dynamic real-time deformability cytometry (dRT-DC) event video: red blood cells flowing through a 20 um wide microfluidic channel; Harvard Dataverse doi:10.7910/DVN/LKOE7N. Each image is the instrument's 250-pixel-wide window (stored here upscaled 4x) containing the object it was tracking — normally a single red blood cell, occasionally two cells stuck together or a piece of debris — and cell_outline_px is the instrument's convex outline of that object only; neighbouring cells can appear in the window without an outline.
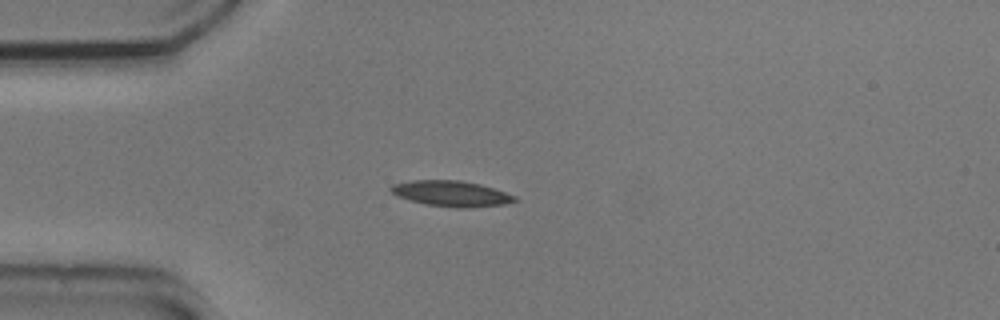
{"species": "common noctule bat (a hibernating species)", "species_latin": "Nyctalus noctula", "temperature_condition": "cold", "stored_images_in_passage": 41, "camera_frame_rate_fps": 3000, "um_per_image_px": 0.085, "animal": {"sex": "male", "body_mass_g": 20.5, "forearm_length_mm": 52.5}, "frame": {"image": 1, "passage_image": 1, "time_ms": 0.0, "image_size_px": [1000, 320], "cell_outline_px": [[516, 200], [504, 204], [468, 208], [456, 208], [424, 204], [396, 196], [388, 188], [392, 184], [412, 180], [460, 180], [480, 184], [516, 196]], "centroid_in_image_um": [38.31, 16.45], "position_along_channel_um": 46.7, "area_um2": 18.5}}
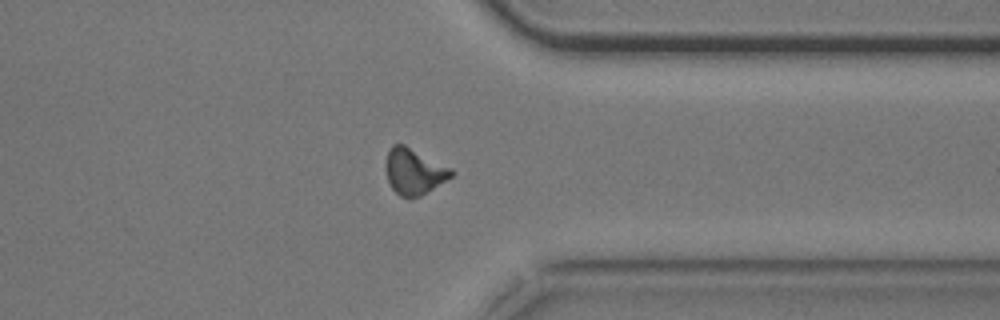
{"frame": {"image": 2, "passage_image": 29, "time_ms": 9.333, "image_size_px": [1000, 320], "cell_outline_px": [[456, 172], [452, 176], [420, 196], [408, 200], [400, 196], [392, 188], [388, 180], [384, 164], [388, 148], [392, 144], [404, 144], [452, 168]], "centroid_in_image_um": [35.16, 14.57], "position_along_channel_um": 376.2, "area_um2": 17.8}}
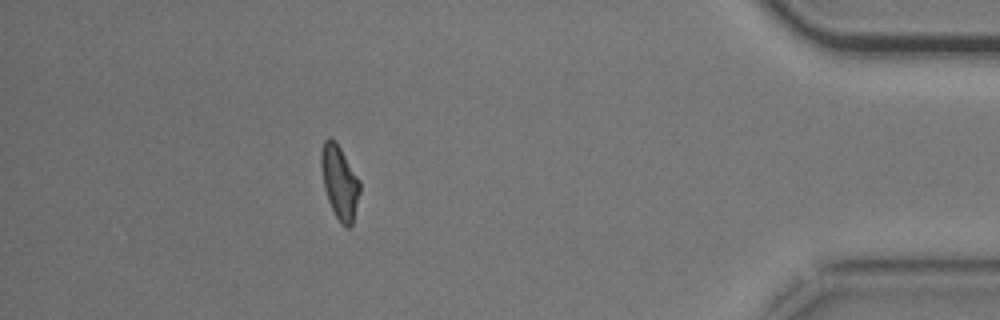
{"frame": {"image": 3, "passage_image": 35, "time_ms": 11.333, "image_size_px": [1000, 320], "cell_outline_px": [[360, 192], [352, 224], [348, 228], [340, 224], [328, 200], [324, 188], [320, 164], [320, 152], [324, 140], [328, 136], [336, 140], [360, 180]], "centroid_in_image_um": [28.85, 15.44], "position_along_channel_um": 406.3, "area_um2": 16.76}, "authors_computed_cell_mechanics": {"area_um2": 17.1666, "velocity_mm_per_s": 3.7343, "shape_relaxation_time_tau1_ms": 9.4171, "shape_relaxation_time_tau2_ms": 5.0963, "deformation_change_tau1": 0.2281, "deformation_change_tau2": 0.0998}}